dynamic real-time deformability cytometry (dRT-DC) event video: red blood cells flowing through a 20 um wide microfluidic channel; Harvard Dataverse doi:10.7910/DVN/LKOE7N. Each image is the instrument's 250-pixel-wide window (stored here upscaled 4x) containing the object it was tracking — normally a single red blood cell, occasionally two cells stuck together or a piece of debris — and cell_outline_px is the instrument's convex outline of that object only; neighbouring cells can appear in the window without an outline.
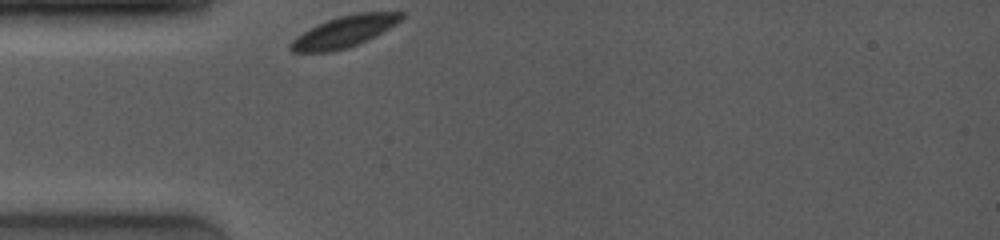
{"species": "common noctule bat (a hibernating species)", "species_latin": "Nyctalus noctula", "temperature_condition": "room temperature", "stored_images_in_passage": 30, "camera_frame_rate_fps": 4000, "um_per_image_px": 0.085, "animal": {"sex": "female", "body_mass_g": 19.0, "forearm_length_mm": 53.3}, "frame": {"image": 1, "passage_image": 1, "time_ms": 0.0, "image_size_px": [1000, 240], "cell_outline_px": [[404, 16], [396, 24], [348, 48], [332, 52], [292, 52], [288, 48], [288, 44], [296, 36], [328, 20], [340, 16], [360, 12], [404, 12]], "centroid_in_image_um": [29.22, 2.7], "position_along_channel_um": 55.8, "area_um2": 19.71}}
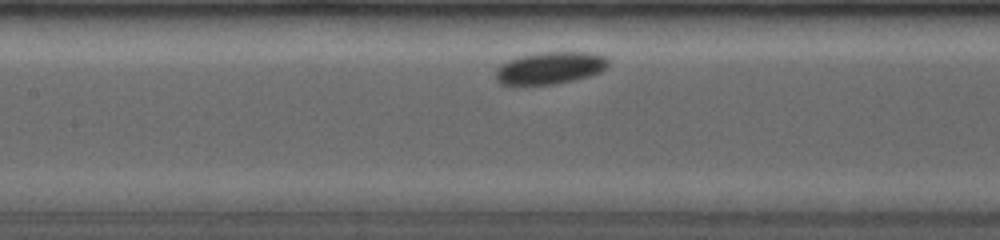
{"frame": {"image": 2, "passage_image": 11, "time_ms": 3.0, "image_size_px": [1000, 240], "cell_outline_px": [[608, 68], [600, 72], [588, 76], [556, 84], [516, 88], [500, 84], [496, 80], [496, 68], [500, 64], [508, 60], [520, 56], [536, 52], [592, 52], [608, 56]], "centroid_in_image_um": [46.7, 5.81], "position_along_channel_um": 160.7, "area_um2": 22.08}}
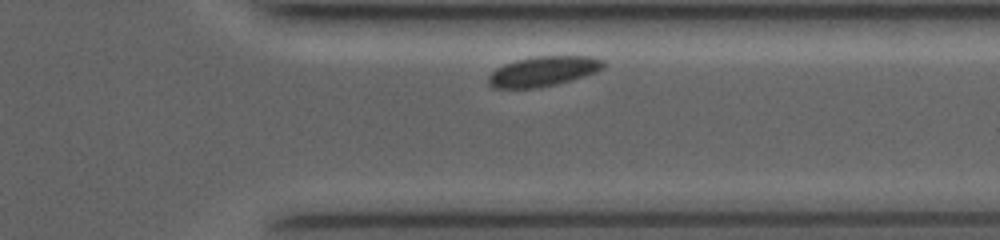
{"frame": {"image": 3, "passage_image": 28, "time_ms": 8.5, "image_size_px": [1000, 240], "cell_outline_px": [[604, 68], [596, 72], [572, 80], [556, 84], [536, 88], [492, 88], [488, 84], [488, 76], [496, 68], [504, 64], [516, 60], [536, 56], [592, 56], [604, 60]], "centroid_in_image_um": [46.18, 6.06], "position_along_channel_um": 365.2, "area_um2": 20.17}}